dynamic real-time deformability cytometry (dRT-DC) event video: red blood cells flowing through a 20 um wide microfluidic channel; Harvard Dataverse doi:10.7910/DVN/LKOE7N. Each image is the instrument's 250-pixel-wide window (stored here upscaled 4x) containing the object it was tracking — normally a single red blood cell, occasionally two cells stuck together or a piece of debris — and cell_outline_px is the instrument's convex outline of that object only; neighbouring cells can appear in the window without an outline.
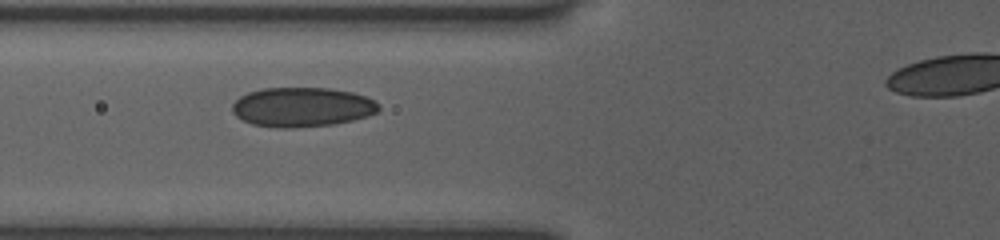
{"species": "human", "species_latin": "Homo sapiens", "temperature_condition": "room temperature", "stored_images_in_passage": 4, "camera_frame_rate_fps": 3000, "um_per_image_px": 0.085, "donor": {"sex": "female"}, "frame": {"image": 1, "passage_image": 2, "time_ms": 0.333, "image_size_px": [1000, 240], "cell_outline_px": [[380, 108], [376, 112], [368, 116], [352, 120], [332, 124], [292, 128], [276, 128], [252, 124], [236, 116], [232, 112], [232, 104], [240, 96], [248, 92], [264, 88], [328, 88], [352, 92], [364, 96], [380, 104]], "centroid_in_image_um": [25.65, 9.1], "position_along_channel_um": 100.1, "area_um2": 33.64}}
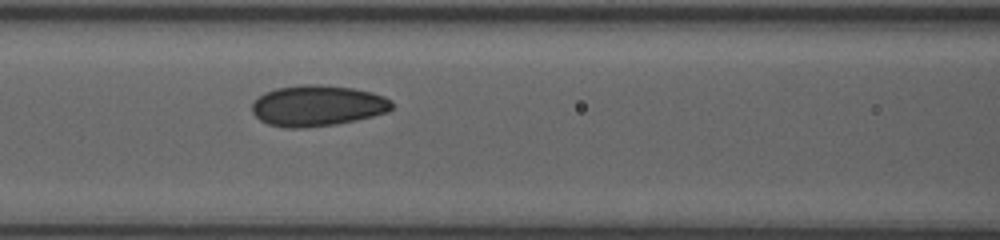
{"frame": {"image": 2, "passage_image": 3, "time_ms": 0.667, "image_size_px": [1000, 240], "cell_outline_px": [[392, 108], [388, 112], [356, 120], [336, 124], [304, 128], [288, 128], [268, 124], [260, 120], [252, 112], [252, 104], [264, 92], [276, 88], [304, 84], [320, 84], [352, 88], [372, 92], [384, 96], [392, 100]], "centroid_in_image_um": [26.99, 8.98], "position_along_channel_um": 139.6, "area_um2": 33.41}}
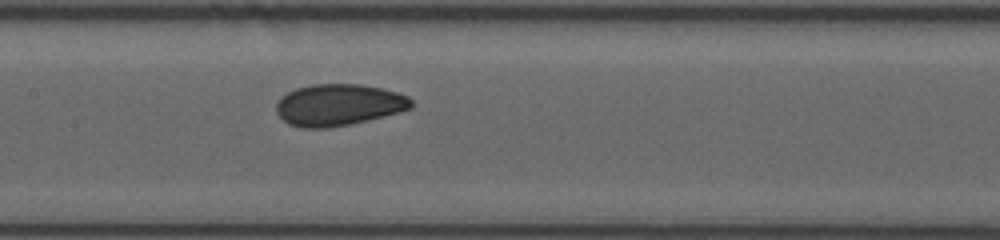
{"frame": {"image": 3, "passage_image": 4, "time_ms": 1.0, "image_size_px": [1000, 240], "cell_outline_px": [[412, 108], [400, 112], [368, 120], [328, 128], [304, 128], [288, 124], [276, 112], [276, 104], [280, 96], [296, 88], [312, 84], [360, 84], [384, 88], [408, 96], [412, 100]], "centroid_in_image_um": [28.78, 8.91], "position_along_channel_um": 178.6, "area_um2": 32.89}}